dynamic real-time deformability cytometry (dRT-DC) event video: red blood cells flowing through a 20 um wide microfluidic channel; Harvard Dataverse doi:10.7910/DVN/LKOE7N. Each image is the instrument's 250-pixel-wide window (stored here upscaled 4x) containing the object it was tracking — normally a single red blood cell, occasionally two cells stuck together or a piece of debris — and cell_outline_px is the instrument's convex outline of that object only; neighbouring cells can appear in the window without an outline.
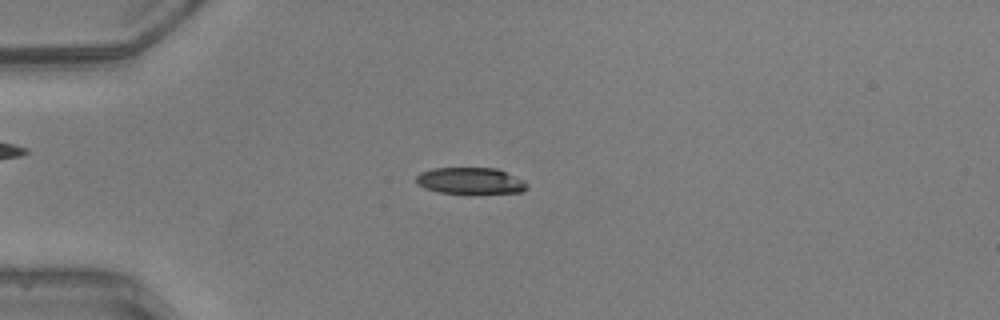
{"species": "common noctule bat (a hibernating species)", "species_latin": "Nyctalus noctula", "temperature_condition": "warm", "stored_images_in_passage": 42, "camera_frame_rate_fps": 3000, "um_per_image_px": 0.085, "animal": {"sex": "male", "body_mass_g": 20.5, "forearm_length_mm": 52.5}, "frame": {"image": 1, "passage_image": 6, "time_ms": 1.667, "image_size_px": [1000, 320], "cell_outline_px": [[528, 188], [524, 192], [472, 196], [468, 196], [436, 192], [424, 188], [416, 184], [416, 176], [420, 172], [432, 168], [496, 168], [524, 180], [528, 184]], "centroid_in_image_um": [39.99, 15.43], "position_along_channel_um": 45.0, "area_um2": 18.21}}
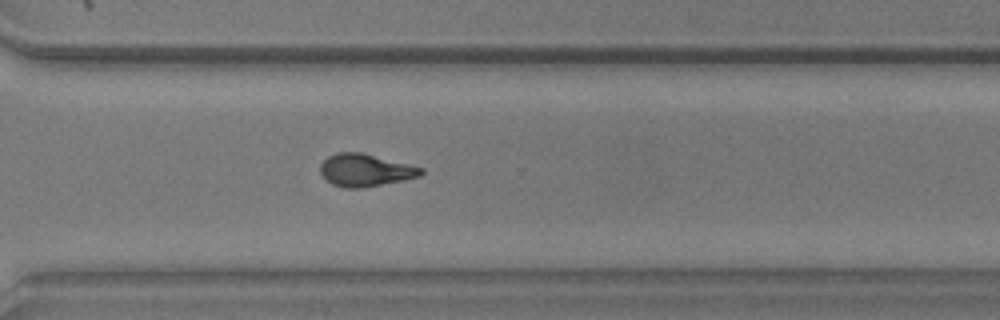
{"frame": {"image": 2, "passage_image": 29, "time_ms": 9.333, "image_size_px": [1000, 320], "cell_outline_px": [[424, 172], [420, 176], [404, 180], [360, 188], [344, 188], [332, 184], [324, 180], [320, 172], [320, 164], [328, 156], [336, 152], [360, 152], [424, 168]], "centroid_in_image_um": [31.01, 14.47], "position_along_channel_um": 339.6, "area_um2": 19.07}}
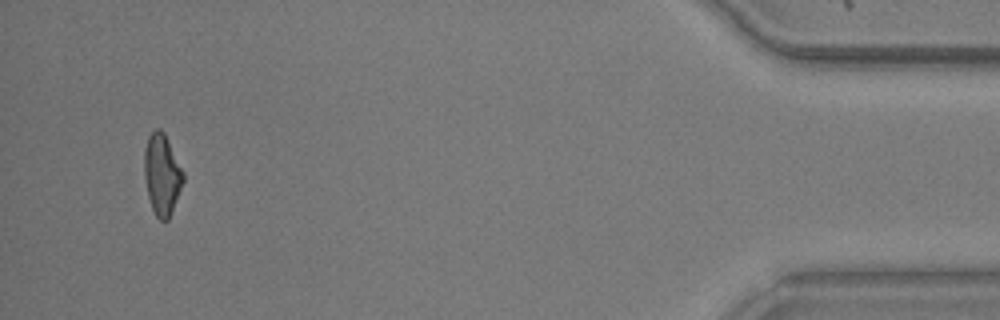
{"frame": {"image": 3, "passage_image": 40, "time_ms": 13.0, "image_size_px": [1000, 320], "cell_outline_px": [[184, 180], [168, 220], [160, 220], [156, 216], [152, 208], [148, 196], [144, 176], [144, 148], [148, 136], [156, 128], [160, 128], [164, 132], [184, 172]], "centroid_in_image_um": [13.76, 14.8], "position_along_channel_um": 421.4, "area_um2": 18.32}, "authors_computed_cell_mechanics": {"area_um2": 18.8428, "velocity_mm_per_s": 4.1616, "shape_relaxation_time_tau1_ms": null, "shape_relaxation_time_tau2_ms": 2.4754, "deformation_change_tau1": null, "deformation_change_tau2": 0.1077}}